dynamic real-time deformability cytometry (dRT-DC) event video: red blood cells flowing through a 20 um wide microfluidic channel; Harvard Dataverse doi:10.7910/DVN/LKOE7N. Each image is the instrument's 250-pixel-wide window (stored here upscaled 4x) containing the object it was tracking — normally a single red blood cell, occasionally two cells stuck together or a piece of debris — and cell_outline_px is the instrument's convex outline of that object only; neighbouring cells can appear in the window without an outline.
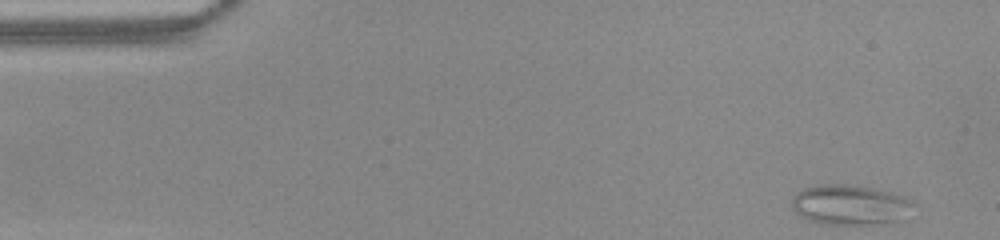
{"species": "common noctule bat (a hibernating species)", "species_latin": "Nyctalus noctula", "temperature_condition": "warm", "stored_images_in_passage": 45, "camera_frame_rate_fps": 3000, "um_per_image_px": 0.085, "animal": {"sex": "female", "body_mass_g": 22.0, "forearm_length_mm": 56.7}, "frame": {"image": 1, "passage_image": 1, "time_ms": 0.0, "image_size_px": [1000, 240], "cell_outline_px": [[916, 204], [904, 220], [868, 224], [820, 224], [800, 216], [792, 208], [792, 196], [796, 192], [804, 188], [820, 184], [844, 184], [872, 188], [892, 192]], "centroid_in_image_um": [72.23, 17.41], "position_along_channel_um": 12.8, "area_um2": 28.44}}
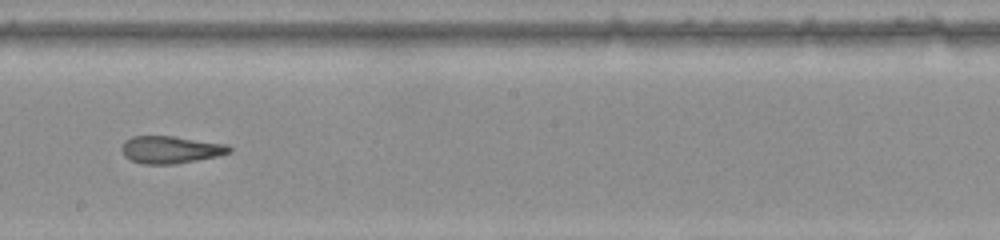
{"frame": {"image": 2, "passage_image": 26, "time_ms": 8.333, "image_size_px": [1000, 240], "cell_outline_px": [[232, 152], [220, 156], [176, 164], [144, 164], [132, 160], [124, 156], [120, 148], [124, 140], [132, 136], [172, 136], [224, 144], [232, 148]], "centroid_in_image_um": [14.48, 12.73], "position_along_channel_um": 233.7, "area_um2": 17.22}}
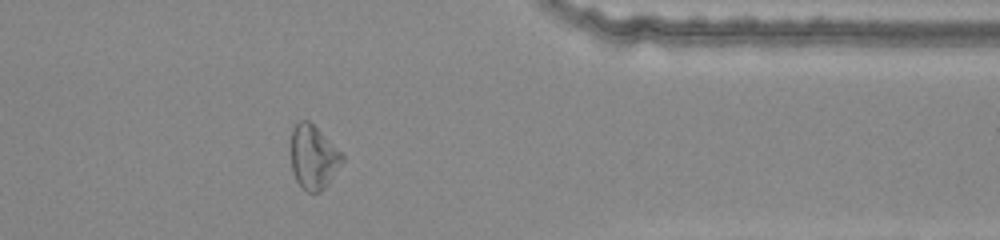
{"frame": {"image": 3, "passage_image": 39, "time_ms": 12.667, "image_size_px": [1000, 240], "cell_outline_px": [[344, 160], [324, 188], [320, 192], [308, 192], [296, 180], [292, 168], [292, 128], [300, 120], [308, 120], [344, 156]], "centroid_in_image_um": [26.63, 13.36], "position_along_channel_um": 384.8, "area_um2": 18.44}}